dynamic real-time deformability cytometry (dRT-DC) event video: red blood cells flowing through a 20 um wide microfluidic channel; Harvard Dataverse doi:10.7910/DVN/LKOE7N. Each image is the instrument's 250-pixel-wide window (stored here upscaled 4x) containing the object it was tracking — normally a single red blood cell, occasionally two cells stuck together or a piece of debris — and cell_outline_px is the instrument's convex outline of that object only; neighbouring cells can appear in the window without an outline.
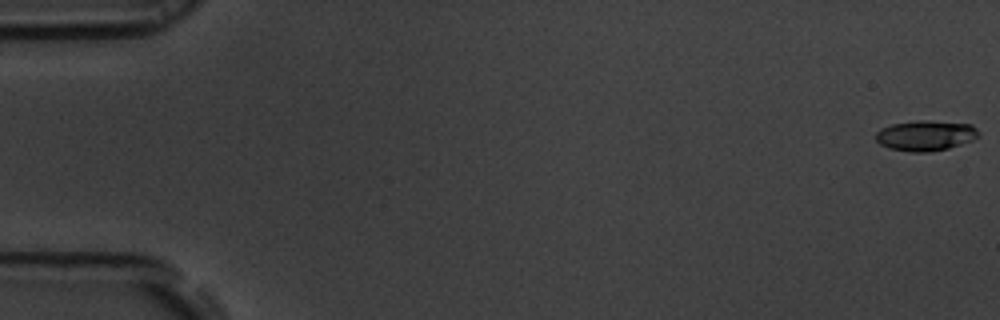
{"species": "common noctule bat (a hibernating species)", "species_latin": "Nyctalus noctula", "temperature_condition": "room temperature", "stored_images_in_passage": 56, "camera_frame_rate_fps": 3000, "um_per_image_px": 0.085, "animal": {"sex": "male", "body_mass_g": 19.5, "forearm_length_mm": 54.6}, "frame": {"image": 1, "passage_image": 1, "time_ms": 0.0, "image_size_px": [1000, 320], "cell_outline_px": [[980, 136], [972, 140], [948, 148], [932, 152], [908, 152], [888, 148], [880, 144], [876, 140], [876, 132], [880, 128], [892, 124], [920, 120], [924, 120], [972, 124], [980, 132]], "centroid_in_image_um": [78.67, 11.53], "position_along_channel_um": 6.3, "area_um2": 18.32}}
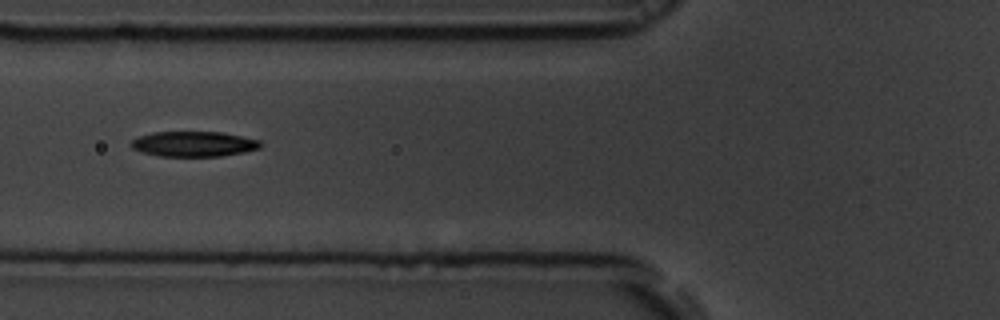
{"frame": {"image": 2, "passage_image": 22, "time_ms": 7.0, "image_size_px": [1000, 320], "cell_outline_px": [[260, 148], [244, 152], [220, 156], [160, 156], [140, 152], [132, 148], [128, 144], [132, 140], [140, 136], [152, 132], [220, 132], [260, 140]], "centroid_in_image_um": [16.42, 12.24], "position_along_channel_um": 109.4, "area_um2": 18.96}}
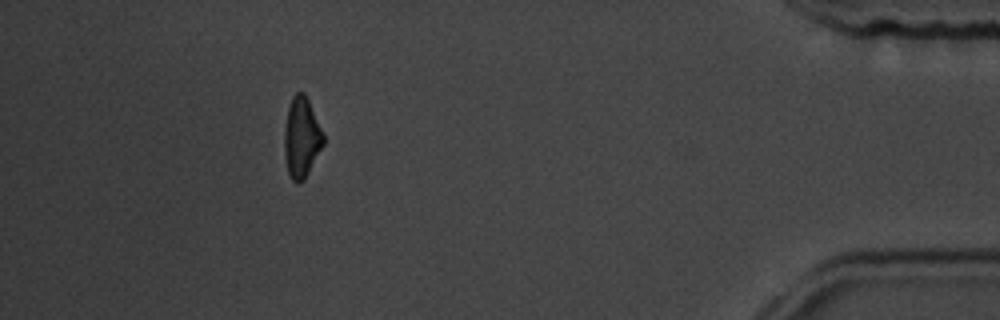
{"frame": {"image": 3, "passage_image": 51, "time_ms": 16.667, "image_size_px": [1000, 320], "cell_outline_px": [[324, 144], [304, 180], [296, 184], [292, 180], [288, 172], [284, 152], [284, 128], [288, 108], [292, 96], [296, 92], [304, 92], [308, 100], [324, 136]], "centroid_in_image_um": [25.62, 11.7], "position_along_channel_um": 409.6, "area_um2": 18.15}, "authors_computed_cell_mechanics": {"area_um2": 18.496, "velocity_mm_per_s": 3.6846, "shape_relaxation_time_tau1_ms": 3.0731, "shape_relaxation_time_tau2_ms": 7.8594, "deformation_change_tau1": 0.1209, "deformation_change_tau2": 0.1906}}